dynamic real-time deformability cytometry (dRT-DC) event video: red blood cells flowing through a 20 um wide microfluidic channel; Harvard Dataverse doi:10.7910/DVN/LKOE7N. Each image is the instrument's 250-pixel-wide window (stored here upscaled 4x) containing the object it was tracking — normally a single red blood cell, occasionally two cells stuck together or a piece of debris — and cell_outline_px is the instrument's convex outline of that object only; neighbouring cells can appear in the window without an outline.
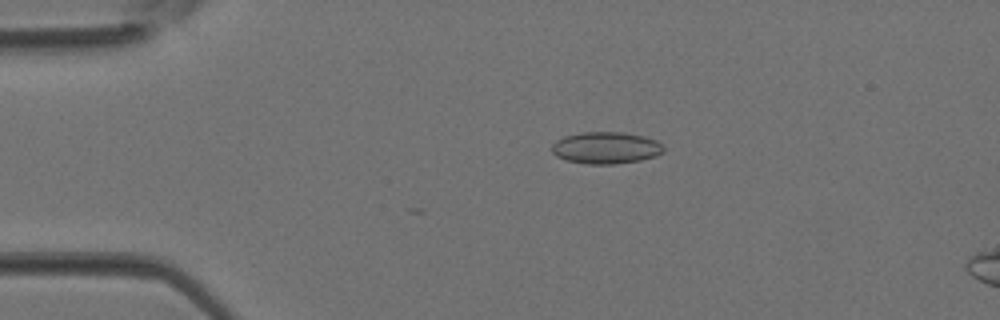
{"species": "Egyptian fruit bat (a non-hibernating species)", "species_latin": "Rousettus aegyptiacus", "temperature_condition": "room temperature", "stored_images_in_passage": 3, "camera_frame_rate_fps": 3000, "um_per_image_px": 0.085, "animal": {"sex": "female"}, "frame": {"image": 1, "passage_image": 2, "time_ms": 0.333, "image_size_px": [1000, 320], "cell_outline_px": [[664, 152], [656, 156], [640, 160], [616, 164], [588, 164], [564, 160], [556, 156], [552, 152], [552, 144], [556, 140], [564, 136], [580, 132], [620, 132], [644, 136], [656, 140], [664, 148]], "centroid_in_image_um": [51.48, 12.57], "position_along_channel_um": 33.5, "area_um2": 20.87}}